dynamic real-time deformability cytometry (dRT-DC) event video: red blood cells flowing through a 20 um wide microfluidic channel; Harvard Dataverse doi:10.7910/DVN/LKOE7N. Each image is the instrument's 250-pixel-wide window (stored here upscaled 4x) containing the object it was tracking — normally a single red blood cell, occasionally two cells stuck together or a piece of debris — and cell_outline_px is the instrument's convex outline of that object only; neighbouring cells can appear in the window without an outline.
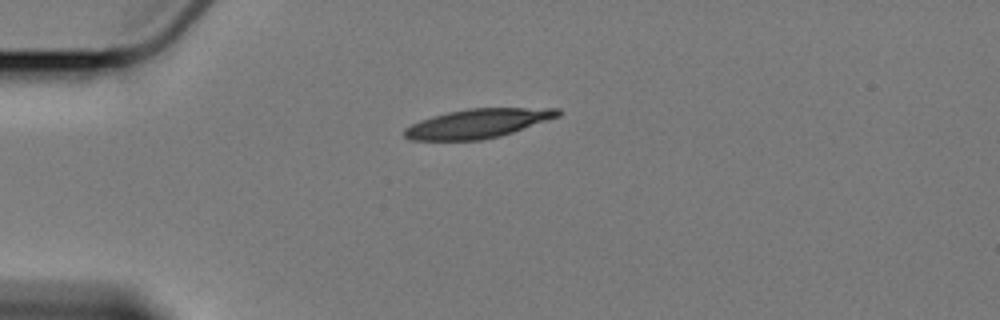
{"species": "Egyptian fruit bat (a non-hibernating species)", "species_latin": "Rousettus aegyptiacus", "temperature_condition": "cold", "stored_images_in_passage": 5, "camera_frame_rate_fps": 3000, "um_per_image_px": 0.085, "animal": {"sex": "female"}, "frame": {"image": 1, "passage_image": 5, "time_ms": 5.0, "image_size_px": [1000, 320], "cell_outline_px": [[560, 116], [500, 136], [480, 140], [412, 140], [404, 136], [404, 128], [420, 120], [432, 116], [448, 112], [468, 108], [560, 108]], "centroid_in_image_um": [40.6, 10.49], "position_along_channel_um": 44.4, "area_um2": 25.89}}